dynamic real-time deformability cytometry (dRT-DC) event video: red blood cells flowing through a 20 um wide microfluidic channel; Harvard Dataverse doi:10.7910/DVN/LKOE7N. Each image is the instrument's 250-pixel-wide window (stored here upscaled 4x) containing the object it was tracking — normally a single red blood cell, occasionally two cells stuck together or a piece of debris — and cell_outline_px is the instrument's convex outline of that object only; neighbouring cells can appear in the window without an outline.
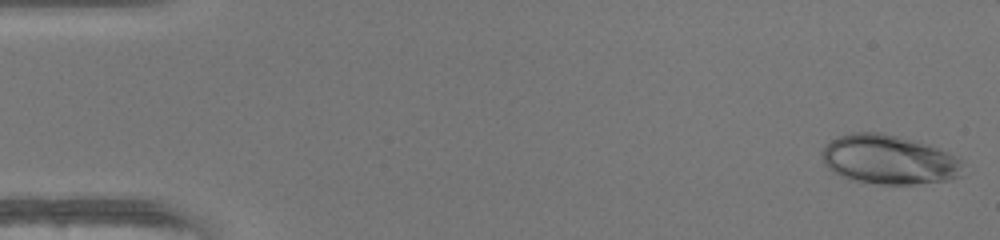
{"species": "human", "species_latin": "Homo sapiens", "temperature_condition": "warm", "stored_images_in_passage": 44, "camera_frame_rate_fps": 3000, "um_per_image_px": 0.085, "donor": {"sex": "female"}, "frame": {"image": 1, "passage_image": 1, "time_ms": 0.0, "image_size_px": [1000, 240], "cell_outline_px": [[960, 176], [948, 180], [912, 184], [876, 184], [852, 180], [832, 172], [824, 164], [820, 152], [832, 140], [840, 136], [852, 132], [884, 132], [928, 144], [948, 152], [960, 160]], "centroid_in_image_um": [75.51, 13.56], "position_along_channel_um": 9.5, "area_um2": 40.34}}
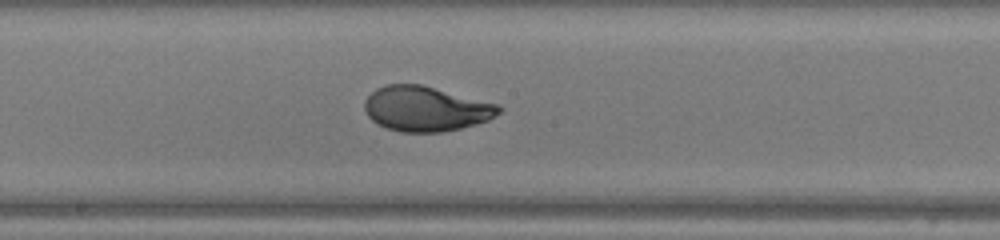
{"frame": {"image": 2, "passage_image": 26, "time_ms": 8.333, "image_size_px": [1000, 240], "cell_outline_px": [[504, 108], [500, 112], [488, 120], [476, 124], [460, 128], [440, 132], [400, 132], [376, 124], [368, 116], [364, 108], [364, 100], [376, 88], [384, 84], [420, 84], [500, 104]], "centroid_in_image_um": [36.19, 9.24], "position_along_channel_um": 212.0, "area_um2": 35.32}}
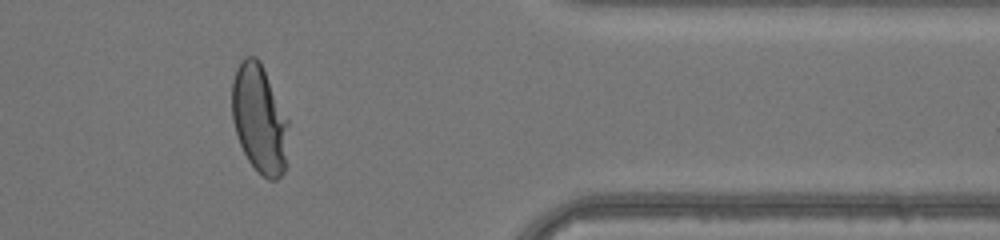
{"frame": {"image": 3, "passage_image": 40, "time_ms": 13.0, "image_size_px": [1000, 240], "cell_outline_px": [[288, 164], [284, 172], [276, 180], [268, 180], [248, 160], [240, 144], [232, 120], [232, 80], [236, 68], [240, 60], [244, 56], [256, 56], [260, 60], [288, 120]], "centroid_in_image_um": [22.06, 10.11], "position_along_channel_um": 389.3, "area_um2": 36.01}}